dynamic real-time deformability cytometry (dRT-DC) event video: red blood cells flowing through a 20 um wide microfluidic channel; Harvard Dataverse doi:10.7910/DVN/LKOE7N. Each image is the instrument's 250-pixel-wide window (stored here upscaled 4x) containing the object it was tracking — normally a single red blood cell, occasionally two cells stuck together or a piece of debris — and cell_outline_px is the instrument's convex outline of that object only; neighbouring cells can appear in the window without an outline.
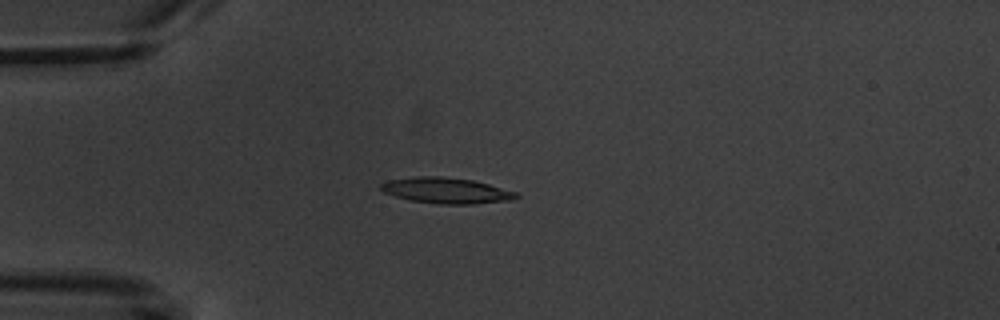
{"species": "common noctule bat (a hibernating species)", "species_latin": "Nyctalus noctula", "temperature_condition": "warm", "stored_images_in_passage": 5, "camera_frame_rate_fps": 3000, "um_per_image_px": 0.085, "animal": {"sex": "male", "body_mass_g": 20.1, "forearm_length_mm": 53.5}, "frame": {"image": 1, "passage_image": 5, "time_ms": 4.667, "image_size_px": [1000, 320], "cell_outline_px": [[520, 196], [512, 200], [472, 204], [440, 204], [408, 200], [384, 192], [380, 188], [380, 184], [388, 180], [416, 176], [440, 176], [472, 180], [488, 184], [516, 192]], "centroid_in_image_um": [37.92, 16.19], "position_along_channel_um": 47.1, "area_um2": 20.29}}